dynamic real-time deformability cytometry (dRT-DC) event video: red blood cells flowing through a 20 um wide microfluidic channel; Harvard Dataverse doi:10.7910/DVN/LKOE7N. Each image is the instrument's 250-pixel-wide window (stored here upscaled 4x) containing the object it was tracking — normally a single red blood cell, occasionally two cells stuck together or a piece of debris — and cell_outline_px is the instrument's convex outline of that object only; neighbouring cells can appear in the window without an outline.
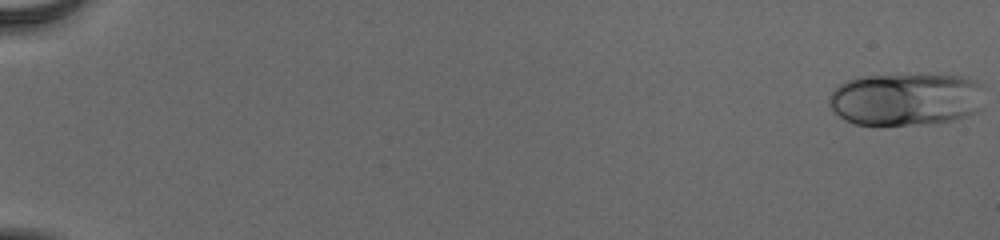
{"species": "human", "species_latin": "Homo sapiens", "temperature_condition": "cold", "stored_images_in_passage": 55, "camera_frame_rate_fps": 3000, "um_per_image_px": 0.085, "donor": {"sex": "male"}, "frame": {"image": 1, "passage_image": 1, "time_ms": 0.0, "image_size_px": [1000, 240], "cell_outline_px": [[984, 108], [968, 116], [952, 120], [920, 124], [856, 124], [844, 120], [832, 112], [828, 104], [828, 96], [840, 84], [848, 80], [860, 76], [960, 76], [976, 80], [984, 84]], "centroid_in_image_um": [77.04, 8.45], "position_along_channel_um": 8.0, "area_um2": 47.92}}
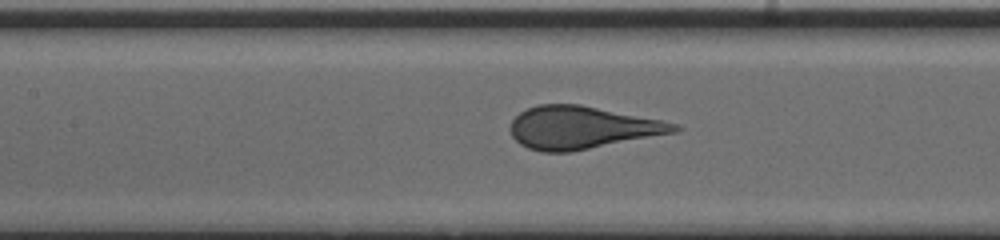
{"frame": {"image": 2, "passage_image": 28, "time_ms": 9.0, "image_size_px": [1000, 240], "cell_outline_px": [[684, 128], [676, 132], [572, 152], [540, 152], [528, 148], [520, 144], [512, 136], [508, 128], [512, 120], [520, 112], [528, 108], [540, 104], [580, 104], [660, 120], [676, 124]], "centroid_in_image_um": [49.42, 10.85], "position_along_channel_um": 158.0, "area_um2": 40.69}}
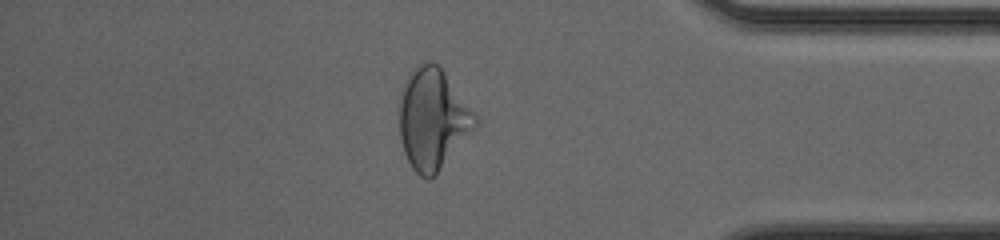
{"frame": {"image": 3, "passage_image": 48, "time_ms": 15.667, "image_size_px": [1000, 240], "cell_outline_px": [[480, 124], [436, 176], [428, 180], [420, 176], [412, 168], [404, 152], [400, 140], [400, 100], [404, 84], [408, 72], [416, 64], [428, 60], [432, 60], [440, 64], [480, 116]], "centroid_in_image_um": [36.85, 10.08], "position_along_channel_um": 398.3, "area_um2": 46.12}, "authors_computed_cell_mechanics": {"area_um2": 43.7546, "velocity_mm_per_s": 3.9125, "shape_relaxation_time_tau1_ms": 3.7708, "shape_relaxation_time_tau2_ms": null, "deformation_change_tau1": 0.1466, "deformation_change_tau2": null}}